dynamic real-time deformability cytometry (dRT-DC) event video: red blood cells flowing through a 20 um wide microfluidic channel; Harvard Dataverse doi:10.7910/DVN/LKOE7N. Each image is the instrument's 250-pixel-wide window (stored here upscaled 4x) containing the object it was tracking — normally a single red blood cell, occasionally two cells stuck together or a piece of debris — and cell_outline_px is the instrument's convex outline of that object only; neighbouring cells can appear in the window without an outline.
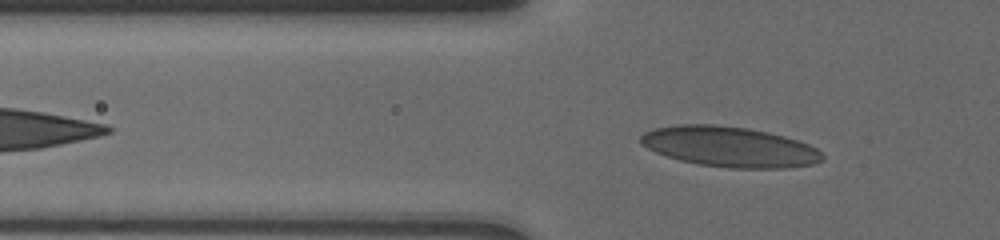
{"species": "human", "species_latin": "Homo sapiens", "temperature_condition": "cold", "stored_images_in_passage": 59, "camera_frame_rate_fps": 3000, "um_per_image_px": 0.085, "donor": {"sex": "male"}, "frame": {"image": 1, "passage_image": 10, "time_ms": 2.667, "image_size_px": [1000, 240], "cell_outline_px": [[824, 156], [820, 160], [812, 164], [784, 168], [728, 168], [700, 164], [680, 160], [656, 152], [640, 144], [640, 136], [644, 132], [656, 128], [676, 124], [716, 124], [748, 128], [768, 132], [784, 136], [808, 144], [816, 148]], "centroid_in_image_um": [61.98, 12.46], "position_along_channel_um": 63.8, "area_um2": 42.54}}
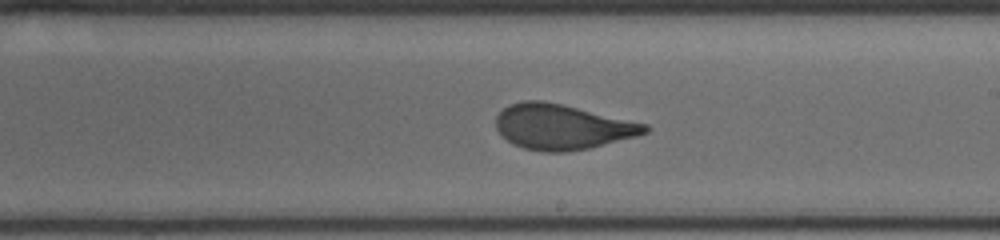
{"frame": {"image": 2, "passage_image": 32, "time_ms": 7.667, "image_size_px": [1000, 240], "cell_outline_px": [[652, 128], [648, 132], [636, 136], [588, 148], [564, 152], [540, 152], [524, 148], [512, 144], [496, 128], [496, 116], [508, 104], [524, 100], [544, 100], [648, 124]], "centroid_in_image_um": [47.77, 10.78], "position_along_channel_um": 241.2, "area_um2": 39.13}}
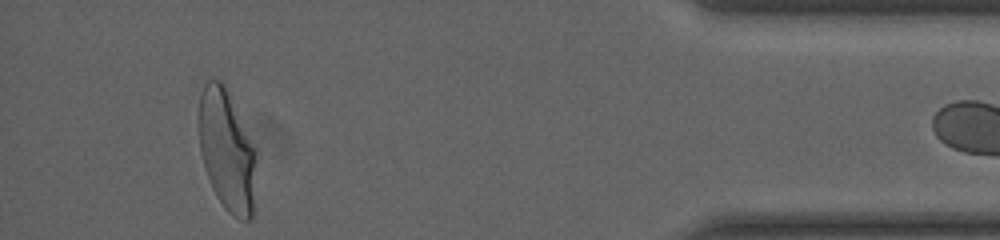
{"frame": {"image": 3, "passage_image": 58, "time_ms": 13.667, "image_size_px": [1000, 240], "cell_outline_px": [[256, 152], [252, 216], [248, 220], [240, 220], [232, 216], [224, 208], [216, 196], [212, 188], [200, 152], [200, 96], [204, 84], [208, 80], [220, 80], [224, 84], [256, 148]], "centroid_in_image_um": [19.29, 12.81], "position_along_channel_um": 415.9, "area_um2": 40.06}}